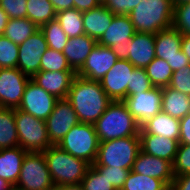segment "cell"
<instances>
[{"label": "cell", "mask_w": 190, "mask_h": 190, "mask_svg": "<svg viewBox=\"0 0 190 190\" xmlns=\"http://www.w3.org/2000/svg\"><path fill=\"white\" fill-rule=\"evenodd\" d=\"M74 108L79 123L94 124L112 102L103 90L100 81L75 76L67 96Z\"/></svg>", "instance_id": "1"}, {"label": "cell", "mask_w": 190, "mask_h": 190, "mask_svg": "<svg viewBox=\"0 0 190 190\" xmlns=\"http://www.w3.org/2000/svg\"><path fill=\"white\" fill-rule=\"evenodd\" d=\"M100 142L129 136H139L140 125L123 101H112L104 114L94 123Z\"/></svg>", "instance_id": "2"}, {"label": "cell", "mask_w": 190, "mask_h": 190, "mask_svg": "<svg viewBox=\"0 0 190 190\" xmlns=\"http://www.w3.org/2000/svg\"><path fill=\"white\" fill-rule=\"evenodd\" d=\"M172 0H142L128 15L136 32L157 34L172 27Z\"/></svg>", "instance_id": "3"}, {"label": "cell", "mask_w": 190, "mask_h": 190, "mask_svg": "<svg viewBox=\"0 0 190 190\" xmlns=\"http://www.w3.org/2000/svg\"><path fill=\"white\" fill-rule=\"evenodd\" d=\"M55 187L81 184L90 164L65 152L57 145L43 151Z\"/></svg>", "instance_id": "4"}, {"label": "cell", "mask_w": 190, "mask_h": 190, "mask_svg": "<svg viewBox=\"0 0 190 190\" xmlns=\"http://www.w3.org/2000/svg\"><path fill=\"white\" fill-rule=\"evenodd\" d=\"M140 150V136H129L100 142L97 158L93 166L132 170Z\"/></svg>", "instance_id": "5"}, {"label": "cell", "mask_w": 190, "mask_h": 190, "mask_svg": "<svg viewBox=\"0 0 190 190\" xmlns=\"http://www.w3.org/2000/svg\"><path fill=\"white\" fill-rule=\"evenodd\" d=\"M99 143L94 124L78 123L70 129L57 146L93 165L97 158Z\"/></svg>", "instance_id": "6"}, {"label": "cell", "mask_w": 190, "mask_h": 190, "mask_svg": "<svg viewBox=\"0 0 190 190\" xmlns=\"http://www.w3.org/2000/svg\"><path fill=\"white\" fill-rule=\"evenodd\" d=\"M19 146L27 152H43L52 146L45 120L15 108Z\"/></svg>", "instance_id": "7"}, {"label": "cell", "mask_w": 190, "mask_h": 190, "mask_svg": "<svg viewBox=\"0 0 190 190\" xmlns=\"http://www.w3.org/2000/svg\"><path fill=\"white\" fill-rule=\"evenodd\" d=\"M22 190H49L54 186L43 152H27L15 185Z\"/></svg>", "instance_id": "8"}, {"label": "cell", "mask_w": 190, "mask_h": 190, "mask_svg": "<svg viewBox=\"0 0 190 190\" xmlns=\"http://www.w3.org/2000/svg\"><path fill=\"white\" fill-rule=\"evenodd\" d=\"M136 30L129 15H115L107 31L97 40L99 45L110 47L118 59L127 60L129 46Z\"/></svg>", "instance_id": "9"}, {"label": "cell", "mask_w": 190, "mask_h": 190, "mask_svg": "<svg viewBox=\"0 0 190 190\" xmlns=\"http://www.w3.org/2000/svg\"><path fill=\"white\" fill-rule=\"evenodd\" d=\"M45 122L51 144L58 145L70 129L79 123V120L70 101L67 98H60Z\"/></svg>", "instance_id": "10"}, {"label": "cell", "mask_w": 190, "mask_h": 190, "mask_svg": "<svg viewBox=\"0 0 190 190\" xmlns=\"http://www.w3.org/2000/svg\"><path fill=\"white\" fill-rule=\"evenodd\" d=\"M123 102L135 121L142 125L162 110V88L153 87L142 93H134L127 96Z\"/></svg>", "instance_id": "11"}, {"label": "cell", "mask_w": 190, "mask_h": 190, "mask_svg": "<svg viewBox=\"0 0 190 190\" xmlns=\"http://www.w3.org/2000/svg\"><path fill=\"white\" fill-rule=\"evenodd\" d=\"M57 100L56 96L48 93L30 79L17 109L31 114L35 118L46 120L54 110Z\"/></svg>", "instance_id": "12"}, {"label": "cell", "mask_w": 190, "mask_h": 190, "mask_svg": "<svg viewBox=\"0 0 190 190\" xmlns=\"http://www.w3.org/2000/svg\"><path fill=\"white\" fill-rule=\"evenodd\" d=\"M30 79L18 68H0V107L18 108Z\"/></svg>", "instance_id": "13"}, {"label": "cell", "mask_w": 190, "mask_h": 190, "mask_svg": "<svg viewBox=\"0 0 190 190\" xmlns=\"http://www.w3.org/2000/svg\"><path fill=\"white\" fill-rule=\"evenodd\" d=\"M47 49V41L39 29L19 45L17 68L32 78L40 71L41 58Z\"/></svg>", "instance_id": "14"}, {"label": "cell", "mask_w": 190, "mask_h": 190, "mask_svg": "<svg viewBox=\"0 0 190 190\" xmlns=\"http://www.w3.org/2000/svg\"><path fill=\"white\" fill-rule=\"evenodd\" d=\"M134 69L128 60L119 59L101 79V86L112 101H123L128 96V85Z\"/></svg>", "instance_id": "15"}, {"label": "cell", "mask_w": 190, "mask_h": 190, "mask_svg": "<svg viewBox=\"0 0 190 190\" xmlns=\"http://www.w3.org/2000/svg\"><path fill=\"white\" fill-rule=\"evenodd\" d=\"M118 60L110 47L97 43L76 75L90 80L101 81Z\"/></svg>", "instance_id": "16"}, {"label": "cell", "mask_w": 190, "mask_h": 190, "mask_svg": "<svg viewBox=\"0 0 190 190\" xmlns=\"http://www.w3.org/2000/svg\"><path fill=\"white\" fill-rule=\"evenodd\" d=\"M132 171L162 180L166 185L174 180L173 164L170 161L149 155L142 150L136 157Z\"/></svg>", "instance_id": "17"}, {"label": "cell", "mask_w": 190, "mask_h": 190, "mask_svg": "<svg viewBox=\"0 0 190 190\" xmlns=\"http://www.w3.org/2000/svg\"><path fill=\"white\" fill-rule=\"evenodd\" d=\"M75 76L74 71H39L31 79L45 91L60 99L67 98Z\"/></svg>", "instance_id": "18"}, {"label": "cell", "mask_w": 190, "mask_h": 190, "mask_svg": "<svg viewBox=\"0 0 190 190\" xmlns=\"http://www.w3.org/2000/svg\"><path fill=\"white\" fill-rule=\"evenodd\" d=\"M155 57V34L136 32L129 46L127 60L135 68H146Z\"/></svg>", "instance_id": "19"}, {"label": "cell", "mask_w": 190, "mask_h": 190, "mask_svg": "<svg viewBox=\"0 0 190 190\" xmlns=\"http://www.w3.org/2000/svg\"><path fill=\"white\" fill-rule=\"evenodd\" d=\"M141 150L149 155L170 161L173 164L179 140L157 136L149 133H139Z\"/></svg>", "instance_id": "20"}, {"label": "cell", "mask_w": 190, "mask_h": 190, "mask_svg": "<svg viewBox=\"0 0 190 190\" xmlns=\"http://www.w3.org/2000/svg\"><path fill=\"white\" fill-rule=\"evenodd\" d=\"M96 44L97 40L86 34L68 38L63 54L66 56L69 66L75 73L82 68Z\"/></svg>", "instance_id": "21"}, {"label": "cell", "mask_w": 190, "mask_h": 190, "mask_svg": "<svg viewBox=\"0 0 190 190\" xmlns=\"http://www.w3.org/2000/svg\"><path fill=\"white\" fill-rule=\"evenodd\" d=\"M139 133H149L179 140L180 120L173 118L161 110L154 117L149 118L140 125Z\"/></svg>", "instance_id": "22"}, {"label": "cell", "mask_w": 190, "mask_h": 190, "mask_svg": "<svg viewBox=\"0 0 190 190\" xmlns=\"http://www.w3.org/2000/svg\"><path fill=\"white\" fill-rule=\"evenodd\" d=\"M27 151L20 146L0 150V178L15 186Z\"/></svg>", "instance_id": "23"}, {"label": "cell", "mask_w": 190, "mask_h": 190, "mask_svg": "<svg viewBox=\"0 0 190 190\" xmlns=\"http://www.w3.org/2000/svg\"><path fill=\"white\" fill-rule=\"evenodd\" d=\"M114 16L104 5L83 12L85 34L98 40L107 31Z\"/></svg>", "instance_id": "24"}, {"label": "cell", "mask_w": 190, "mask_h": 190, "mask_svg": "<svg viewBox=\"0 0 190 190\" xmlns=\"http://www.w3.org/2000/svg\"><path fill=\"white\" fill-rule=\"evenodd\" d=\"M183 34L171 27L155 34V55L167 62L178 55L181 50Z\"/></svg>", "instance_id": "25"}, {"label": "cell", "mask_w": 190, "mask_h": 190, "mask_svg": "<svg viewBox=\"0 0 190 190\" xmlns=\"http://www.w3.org/2000/svg\"><path fill=\"white\" fill-rule=\"evenodd\" d=\"M162 111L176 119L190 112V96L168 86L162 88Z\"/></svg>", "instance_id": "26"}, {"label": "cell", "mask_w": 190, "mask_h": 190, "mask_svg": "<svg viewBox=\"0 0 190 190\" xmlns=\"http://www.w3.org/2000/svg\"><path fill=\"white\" fill-rule=\"evenodd\" d=\"M19 146L15 108L0 107V150Z\"/></svg>", "instance_id": "27"}, {"label": "cell", "mask_w": 190, "mask_h": 190, "mask_svg": "<svg viewBox=\"0 0 190 190\" xmlns=\"http://www.w3.org/2000/svg\"><path fill=\"white\" fill-rule=\"evenodd\" d=\"M39 29L40 28L27 17L9 19L3 35L15 44L20 45Z\"/></svg>", "instance_id": "28"}, {"label": "cell", "mask_w": 190, "mask_h": 190, "mask_svg": "<svg viewBox=\"0 0 190 190\" xmlns=\"http://www.w3.org/2000/svg\"><path fill=\"white\" fill-rule=\"evenodd\" d=\"M56 20L69 38L85 34L83 12L73 8L57 12Z\"/></svg>", "instance_id": "29"}, {"label": "cell", "mask_w": 190, "mask_h": 190, "mask_svg": "<svg viewBox=\"0 0 190 190\" xmlns=\"http://www.w3.org/2000/svg\"><path fill=\"white\" fill-rule=\"evenodd\" d=\"M57 12L49 0H27V18L39 28L56 19Z\"/></svg>", "instance_id": "30"}, {"label": "cell", "mask_w": 190, "mask_h": 190, "mask_svg": "<svg viewBox=\"0 0 190 190\" xmlns=\"http://www.w3.org/2000/svg\"><path fill=\"white\" fill-rule=\"evenodd\" d=\"M145 70L154 87L169 85L173 71L166 60L155 57Z\"/></svg>", "instance_id": "31"}, {"label": "cell", "mask_w": 190, "mask_h": 190, "mask_svg": "<svg viewBox=\"0 0 190 190\" xmlns=\"http://www.w3.org/2000/svg\"><path fill=\"white\" fill-rule=\"evenodd\" d=\"M40 30L44 34L48 48L63 52L69 37L62 30L60 23L56 19L42 25Z\"/></svg>", "instance_id": "32"}, {"label": "cell", "mask_w": 190, "mask_h": 190, "mask_svg": "<svg viewBox=\"0 0 190 190\" xmlns=\"http://www.w3.org/2000/svg\"><path fill=\"white\" fill-rule=\"evenodd\" d=\"M166 184L157 178L130 171L121 190H162Z\"/></svg>", "instance_id": "33"}, {"label": "cell", "mask_w": 190, "mask_h": 190, "mask_svg": "<svg viewBox=\"0 0 190 190\" xmlns=\"http://www.w3.org/2000/svg\"><path fill=\"white\" fill-rule=\"evenodd\" d=\"M40 71H73L63 52L48 48L42 55Z\"/></svg>", "instance_id": "34"}, {"label": "cell", "mask_w": 190, "mask_h": 190, "mask_svg": "<svg viewBox=\"0 0 190 190\" xmlns=\"http://www.w3.org/2000/svg\"><path fill=\"white\" fill-rule=\"evenodd\" d=\"M19 45L0 35V68H17Z\"/></svg>", "instance_id": "35"}, {"label": "cell", "mask_w": 190, "mask_h": 190, "mask_svg": "<svg viewBox=\"0 0 190 190\" xmlns=\"http://www.w3.org/2000/svg\"><path fill=\"white\" fill-rule=\"evenodd\" d=\"M81 185L84 190H115L105 175H102L93 165L88 168Z\"/></svg>", "instance_id": "36"}, {"label": "cell", "mask_w": 190, "mask_h": 190, "mask_svg": "<svg viewBox=\"0 0 190 190\" xmlns=\"http://www.w3.org/2000/svg\"><path fill=\"white\" fill-rule=\"evenodd\" d=\"M172 27L183 35H190V3L174 6Z\"/></svg>", "instance_id": "37"}, {"label": "cell", "mask_w": 190, "mask_h": 190, "mask_svg": "<svg viewBox=\"0 0 190 190\" xmlns=\"http://www.w3.org/2000/svg\"><path fill=\"white\" fill-rule=\"evenodd\" d=\"M153 87L145 68H135L131 74L130 85H128V96L148 91Z\"/></svg>", "instance_id": "38"}, {"label": "cell", "mask_w": 190, "mask_h": 190, "mask_svg": "<svg viewBox=\"0 0 190 190\" xmlns=\"http://www.w3.org/2000/svg\"><path fill=\"white\" fill-rule=\"evenodd\" d=\"M102 175L108 179L115 190H121L131 170L124 168H113L107 166H94Z\"/></svg>", "instance_id": "39"}, {"label": "cell", "mask_w": 190, "mask_h": 190, "mask_svg": "<svg viewBox=\"0 0 190 190\" xmlns=\"http://www.w3.org/2000/svg\"><path fill=\"white\" fill-rule=\"evenodd\" d=\"M173 172L175 176L190 173V145L179 144L173 161Z\"/></svg>", "instance_id": "40"}, {"label": "cell", "mask_w": 190, "mask_h": 190, "mask_svg": "<svg viewBox=\"0 0 190 190\" xmlns=\"http://www.w3.org/2000/svg\"><path fill=\"white\" fill-rule=\"evenodd\" d=\"M168 87L190 96V65L174 71Z\"/></svg>", "instance_id": "41"}, {"label": "cell", "mask_w": 190, "mask_h": 190, "mask_svg": "<svg viewBox=\"0 0 190 190\" xmlns=\"http://www.w3.org/2000/svg\"><path fill=\"white\" fill-rule=\"evenodd\" d=\"M0 7L9 19L27 17V0H0Z\"/></svg>", "instance_id": "42"}, {"label": "cell", "mask_w": 190, "mask_h": 190, "mask_svg": "<svg viewBox=\"0 0 190 190\" xmlns=\"http://www.w3.org/2000/svg\"><path fill=\"white\" fill-rule=\"evenodd\" d=\"M142 0H108L104 5L115 15H128Z\"/></svg>", "instance_id": "43"}, {"label": "cell", "mask_w": 190, "mask_h": 190, "mask_svg": "<svg viewBox=\"0 0 190 190\" xmlns=\"http://www.w3.org/2000/svg\"><path fill=\"white\" fill-rule=\"evenodd\" d=\"M179 144L190 145V112L180 119Z\"/></svg>", "instance_id": "44"}, {"label": "cell", "mask_w": 190, "mask_h": 190, "mask_svg": "<svg viewBox=\"0 0 190 190\" xmlns=\"http://www.w3.org/2000/svg\"><path fill=\"white\" fill-rule=\"evenodd\" d=\"M168 64L174 72L178 69L190 65V62L188 60V57L182 52V50H180L177 56L168 61Z\"/></svg>", "instance_id": "45"}, {"label": "cell", "mask_w": 190, "mask_h": 190, "mask_svg": "<svg viewBox=\"0 0 190 190\" xmlns=\"http://www.w3.org/2000/svg\"><path fill=\"white\" fill-rule=\"evenodd\" d=\"M172 184L175 190H190V173L175 176Z\"/></svg>", "instance_id": "46"}, {"label": "cell", "mask_w": 190, "mask_h": 190, "mask_svg": "<svg viewBox=\"0 0 190 190\" xmlns=\"http://www.w3.org/2000/svg\"><path fill=\"white\" fill-rule=\"evenodd\" d=\"M74 8L80 12L91 10L100 5L96 0H73Z\"/></svg>", "instance_id": "47"}, {"label": "cell", "mask_w": 190, "mask_h": 190, "mask_svg": "<svg viewBox=\"0 0 190 190\" xmlns=\"http://www.w3.org/2000/svg\"><path fill=\"white\" fill-rule=\"evenodd\" d=\"M55 9L56 12L73 9L74 1L73 0H49Z\"/></svg>", "instance_id": "48"}, {"label": "cell", "mask_w": 190, "mask_h": 190, "mask_svg": "<svg viewBox=\"0 0 190 190\" xmlns=\"http://www.w3.org/2000/svg\"><path fill=\"white\" fill-rule=\"evenodd\" d=\"M181 50L188 57L190 62V35H183L181 40Z\"/></svg>", "instance_id": "49"}, {"label": "cell", "mask_w": 190, "mask_h": 190, "mask_svg": "<svg viewBox=\"0 0 190 190\" xmlns=\"http://www.w3.org/2000/svg\"><path fill=\"white\" fill-rule=\"evenodd\" d=\"M8 20V15L0 7V35L4 34Z\"/></svg>", "instance_id": "50"}, {"label": "cell", "mask_w": 190, "mask_h": 190, "mask_svg": "<svg viewBox=\"0 0 190 190\" xmlns=\"http://www.w3.org/2000/svg\"><path fill=\"white\" fill-rule=\"evenodd\" d=\"M59 190H84L81 184L57 186Z\"/></svg>", "instance_id": "51"}, {"label": "cell", "mask_w": 190, "mask_h": 190, "mask_svg": "<svg viewBox=\"0 0 190 190\" xmlns=\"http://www.w3.org/2000/svg\"><path fill=\"white\" fill-rule=\"evenodd\" d=\"M12 187L6 180L0 178V190H10Z\"/></svg>", "instance_id": "52"}, {"label": "cell", "mask_w": 190, "mask_h": 190, "mask_svg": "<svg viewBox=\"0 0 190 190\" xmlns=\"http://www.w3.org/2000/svg\"><path fill=\"white\" fill-rule=\"evenodd\" d=\"M172 3L174 6H176L178 4L190 3V0H172Z\"/></svg>", "instance_id": "53"}, {"label": "cell", "mask_w": 190, "mask_h": 190, "mask_svg": "<svg viewBox=\"0 0 190 190\" xmlns=\"http://www.w3.org/2000/svg\"><path fill=\"white\" fill-rule=\"evenodd\" d=\"M162 190H175V187L173 184H168Z\"/></svg>", "instance_id": "54"}, {"label": "cell", "mask_w": 190, "mask_h": 190, "mask_svg": "<svg viewBox=\"0 0 190 190\" xmlns=\"http://www.w3.org/2000/svg\"><path fill=\"white\" fill-rule=\"evenodd\" d=\"M100 5H105L108 0H96Z\"/></svg>", "instance_id": "55"}, {"label": "cell", "mask_w": 190, "mask_h": 190, "mask_svg": "<svg viewBox=\"0 0 190 190\" xmlns=\"http://www.w3.org/2000/svg\"><path fill=\"white\" fill-rule=\"evenodd\" d=\"M10 190H22V189H20V188H18V187H16V186H12V187L10 188Z\"/></svg>", "instance_id": "56"}, {"label": "cell", "mask_w": 190, "mask_h": 190, "mask_svg": "<svg viewBox=\"0 0 190 190\" xmlns=\"http://www.w3.org/2000/svg\"><path fill=\"white\" fill-rule=\"evenodd\" d=\"M49 190H59L57 187H53L52 189Z\"/></svg>", "instance_id": "57"}]
</instances>
